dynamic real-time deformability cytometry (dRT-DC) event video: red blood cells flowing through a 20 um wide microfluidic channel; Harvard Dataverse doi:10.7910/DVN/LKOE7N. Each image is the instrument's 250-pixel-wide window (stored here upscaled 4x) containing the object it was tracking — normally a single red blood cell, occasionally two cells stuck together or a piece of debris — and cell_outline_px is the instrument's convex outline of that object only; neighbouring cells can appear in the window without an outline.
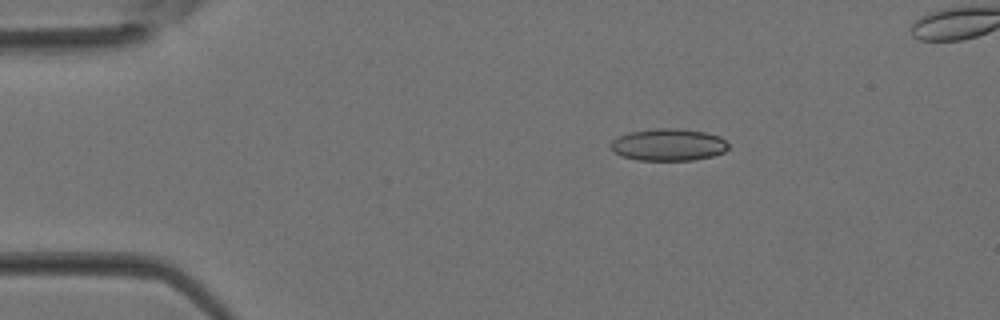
{"species": "Egyptian fruit bat (a non-hibernating species)", "species_latin": "Rousettus aegyptiacus", "temperature_condition": "room temperature", "stored_images_in_passage": 5, "camera_frame_rate_fps": 3000, "um_per_image_px": 0.085, "animal": {"sex": "female"}, "frame": {"image": 1, "passage_image": 3, "time_ms": 0.667, "image_size_px": [1000, 320], "cell_outline_px": [[728, 148], [724, 152], [712, 156], [692, 160], [636, 160], [612, 152], [608, 144], [612, 140], [628, 132], [656, 128], [676, 128], [704, 132], [720, 136], [728, 144]], "centroid_in_image_um": [56.78, 12.3], "position_along_channel_um": 28.2, "area_um2": 22.08}}